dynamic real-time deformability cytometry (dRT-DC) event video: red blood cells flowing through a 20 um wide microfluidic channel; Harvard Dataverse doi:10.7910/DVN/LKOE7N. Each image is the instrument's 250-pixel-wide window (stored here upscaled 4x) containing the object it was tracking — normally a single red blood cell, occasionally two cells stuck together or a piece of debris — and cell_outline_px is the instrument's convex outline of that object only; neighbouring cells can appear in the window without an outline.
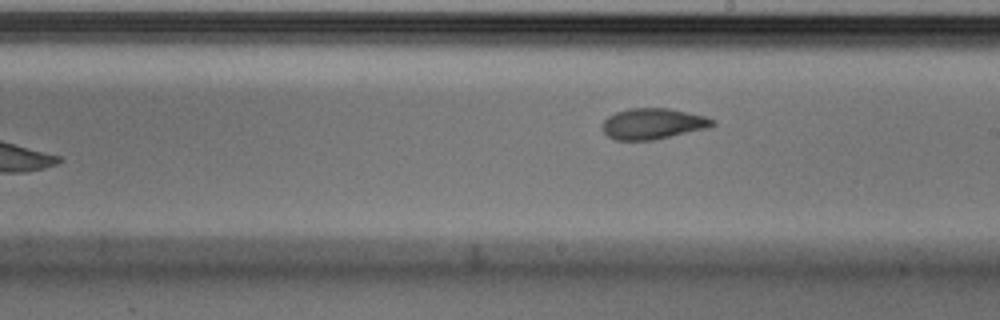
{"species": "Egyptian fruit bat (a non-hibernating species)", "species_latin": "Rousettus aegyptiacus", "temperature_condition": "cold", "stored_images_in_passage": 8, "camera_frame_rate_fps": 3000, "um_per_image_px": 0.085, "animal": {"sex": "male"}, "frame": {"image": 1, "passage_image": 8, "time_ms": 2.333, "image_size_px": [1000, 320], "cell_outline_px": [[716, 124], [708, 128], [652, 140], [616, 140], [608, 136], [600, 128], [600, 124], [608, 116], [616, 112], [628, 108], [668, 108], [688, 112], [704, 116], [716, 120]], "centroid_in_image_um": [55.47, 10.51], "position_along_channel_um": 233.5, "area_um2": 19.94}}